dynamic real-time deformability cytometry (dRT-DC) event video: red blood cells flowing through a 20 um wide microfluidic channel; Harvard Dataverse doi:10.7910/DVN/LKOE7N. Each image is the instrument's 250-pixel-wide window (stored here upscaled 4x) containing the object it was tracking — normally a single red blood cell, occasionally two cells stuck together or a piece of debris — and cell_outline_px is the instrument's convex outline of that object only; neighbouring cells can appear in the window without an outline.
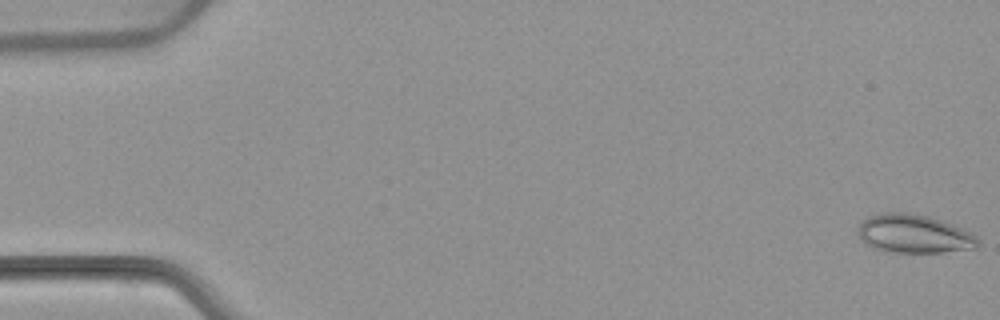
{"species": "common noctule bat (a hibernating species)", "species_latin": "Nyctalus noctula", "temperature_condition": "warm", "stored_images_in_passage": 54, "camera_frame_rate_fps": 3000, "um_per_image_px": 0.085, "animal": {"sex": "female", "body_mass_g": 22.7, "forearm_length_mm": 54.2}, "frame": {"image": 1, "passage_image": 1, "time_ms": 0.0, "image_size_px": [1000, 320], "cell_outline_px": [[980, 244], [976, 248], [944, 252], [892, 252], [872, 248], [864, 244], [860, 236], [860, 224], [864, 220], [872, 216], [884, 212], [908, 212], [928, 216], [964, 228], [976, 236], [980, 240]], "centroid_in_image_um": [77.74, 19.88], "position_along_channel_um": 7.3, "area_um2": 26.88}}
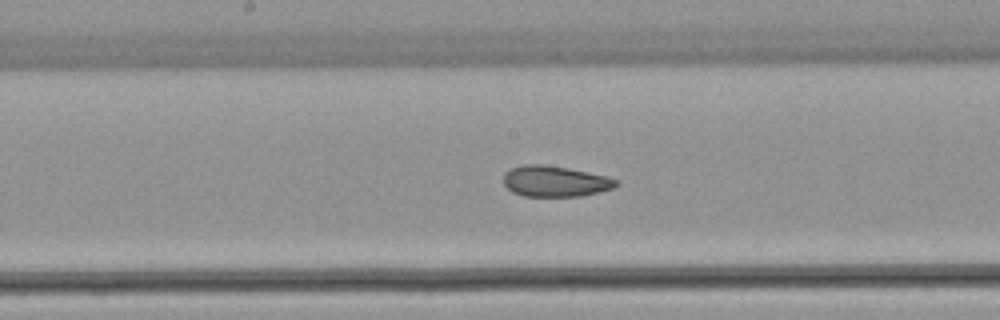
{"frame": {"image": 2, "passage_image": 28, "time_ms": 9.0, "image_size_px": [1000, 320], "cell_outline_px": [[620, 184], [616, 188], [580, 196], [524, 196], [512, 192], [504, 184], [504, 172], [512, 168], [524, 164], [544, 164], [568, 168], [608, 176], [616, 180]], "centroid_in_image_um": [47.2, 15.4], "position_along_channel_um": 201.0, "area_um2": 20.35}}
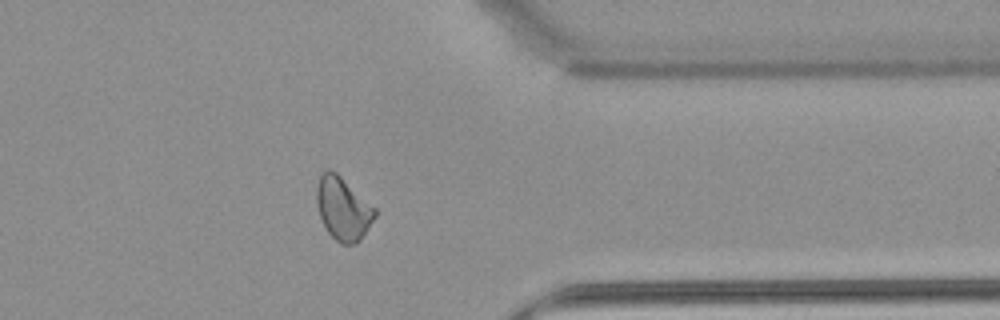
{"frame": {"image": 3, "passage_image": 43, "time_ms": 14.0, "image_size_px": [1000, 320], "cell_outline_px": [[376, 216], [360, 240], [356, 244], [340, 244], [328, 232], [320, 216], [316, 204], [316, 188], [320, 176], [328, 168], [336, 172], [376, 208]], "centroid_in_image_um": [29.15, 17.73], "position_along_channel_um": 382.2, "area_um2": 21.27}, "authors_computed_cell_mechanics": {"area_um2": 21.675, "velocity_mm_per_s": 3.8353, "shape_relaxation_time_tau1_ms": null, "shape_relaxation_time_tau2_ms": 2.6177, "deformation_change_tau1": null, "deformation_change_tau2": 0.0855}}